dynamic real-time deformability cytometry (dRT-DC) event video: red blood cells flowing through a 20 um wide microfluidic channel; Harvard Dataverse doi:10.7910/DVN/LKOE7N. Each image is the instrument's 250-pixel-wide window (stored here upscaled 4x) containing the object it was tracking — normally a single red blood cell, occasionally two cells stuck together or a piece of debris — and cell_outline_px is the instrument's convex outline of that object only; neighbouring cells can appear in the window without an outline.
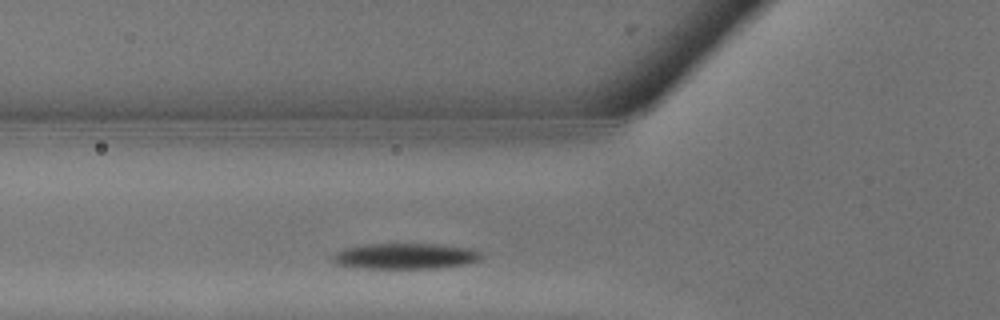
{"species": "common noctule bat (a hibernating species)", "species_latin": "Nyctalus noctula", "temperature_condition": "warm", "stored_images_in_passage": 15, "camera_frame_rate_fps": 3000, "um_per_image_px": 0.085, "animal": {"sex": "male", "body_mass_g": 13.3}, "frame": {"image": 1, "passage_image": 4, "time_ms": 1.0, "image_size_px": [1000, 320], "cell_outline_px": [[484, 256], [480, 260], [468, 264], [436, 268], [368, 268], [336, 264], [332, 260], [332, 256], [336, 252], [344, 248], [364, 244], [436, 244], [476, 248]], "centroid_in_image_um": [34.52, 21.76], "position_along_channel_um": 91.3, "area_um2": 22.48}}
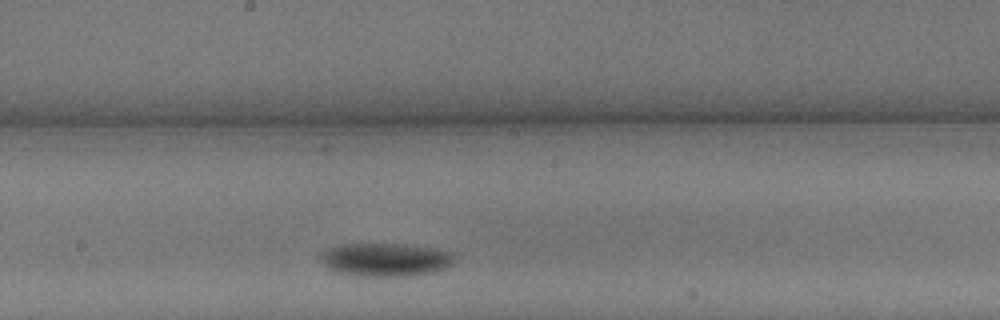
{"frame": {"image": 2, "passage_image": 9, "time_ms": 2.667, "image_size_px": [1000, 320], "cell_outline_px": [[452, 260], [444, 268], [432, 272], [404, 276], [364, 276], [336, 272], [328, 268], [324, 264], [320, 256], [324, 252], [340, 244], [396, 244], [432, 248], [452, 252]], "centroid_in_image_um": [32.72, 22.07], "position_along_channel_um": 215.5, "area_um2": 25.26}}
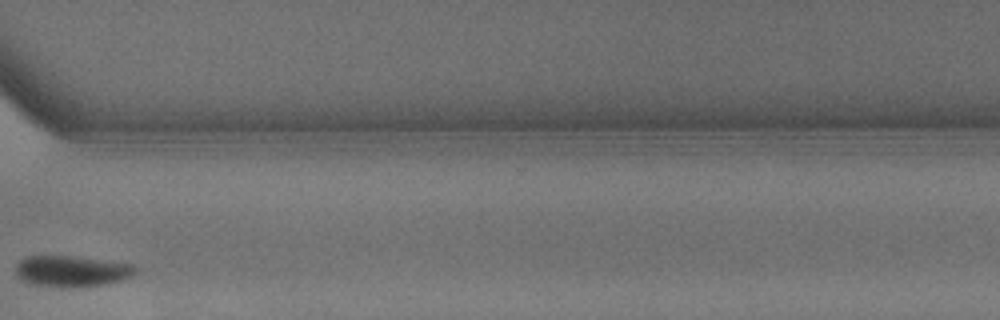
{"frame": {"image": 3, "passage_image": 15, "time_ms": 4.667, "image_size_px": [1000, 320], "cell_outline_px": [[140, 268], [132, 276], [124, 280], [104, 284], [36, 284], [24, 280], [16, 276], [16, 264], [20, 260], [28, 256], [68, 256], [132, 264]], "centroid_in_image_um": [6.14, 22.99], "position_along_channel_um": 364.5, "area_um2": 20.52}}